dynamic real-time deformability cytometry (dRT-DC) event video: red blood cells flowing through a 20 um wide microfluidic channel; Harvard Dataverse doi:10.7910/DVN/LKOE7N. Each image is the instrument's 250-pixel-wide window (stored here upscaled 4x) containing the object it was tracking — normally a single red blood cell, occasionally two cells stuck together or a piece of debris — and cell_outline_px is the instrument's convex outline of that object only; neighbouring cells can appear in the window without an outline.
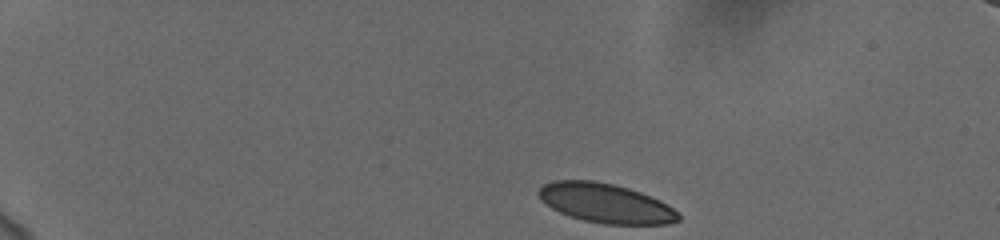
{"species": "human", "species_latin": "Homo sapiens", "temperature_condition": "cold", "stored_images_in_passage": 47, "camera_frame_rate_fps": 3000, "um_per_image_px": 0.085, "donor": {"sex": "female"}, "frame": {"image": 1, "passage_image": 1, "time_ms": 0.0, "image_size_px": [1000, 240], "cell_outline_px": [[680, 220], [668, 224], [604, 224], [584, 220], [560, 212], [552, 208], [540, 200], [536, 192], [544, 184], [552, 180], [592, 180], [612, 184], [628, 188], [640, 192], [660, 200], [672, 208], [680, 216]], "centroid_in_image_um": [51.45, 17.26], "position_along_channel_um": 33.5, "area_um2": 31.91}}
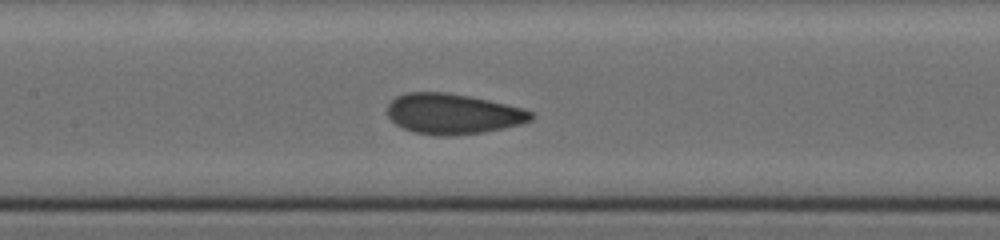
{"frame": {"image": 2, "passage_image": 20, "time_ms": 6.333, "image_size_px": [1000, 240], "cell_outline_px": [[532, 120], [520, 124], [484, 132], [452, 136], [440, 136], [416, 132], [404, 128], [396, 124], [388, 116], [388, 104], [396, 96], [408, 92], [444, 92], [468, 96], [488, 100], [524, 108], [532, 112]], "centroid_in_image_um": [38.5, 9.67], "position_along_channel_um": 168.9, "area_um2": 33.64}}
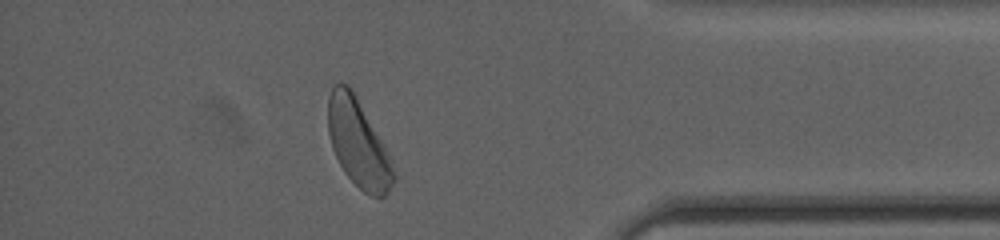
{"frame": {"image": 3, "passage_image": 41, "time_ms": 13.333, "image_size_px": [1000, 240], "cell_outline_px": [[396, 180], [388, 192], [384, 196], [372, 196], [364, 192], [344, 172], [332, 148], [328, 132], [328, 96], [332, 84], [348, 84], [380, 140], [388, 156], [396, 176]], "centroid_in_image_um": [30.41, 12.19], "position_along_channel_um": 404.8, "area_um2": 32.43}, "authors_computed_cell_mechanics": {"area_um2": 33.235, "velocity_mm_per_s": 3.675, "shape_relaxation_time_tau1_ms": 3.076, "shape_relaxation_time_tau2_ms": null, "deformation_change_tau1": 0.0947, "deformation_change_tau2": null}}